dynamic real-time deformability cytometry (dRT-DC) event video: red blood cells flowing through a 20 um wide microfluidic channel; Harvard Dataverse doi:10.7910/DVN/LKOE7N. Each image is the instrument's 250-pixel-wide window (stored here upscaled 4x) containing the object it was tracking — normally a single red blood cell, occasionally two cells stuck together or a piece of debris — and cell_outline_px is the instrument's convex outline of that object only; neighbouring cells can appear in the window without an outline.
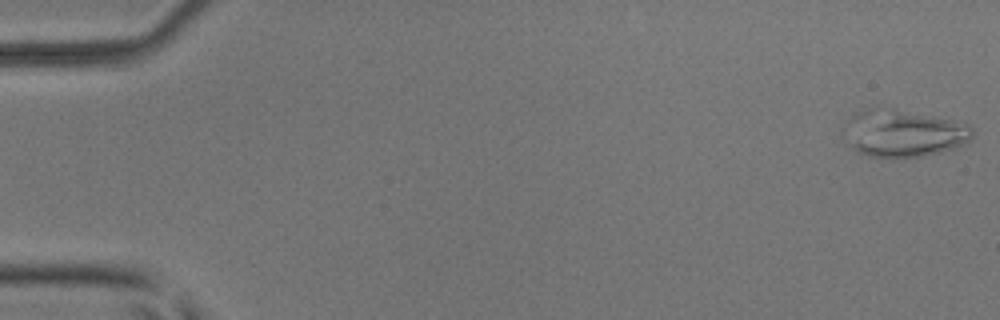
{"species": "common noctule bat (a hibernating species)", "species_latin": "Nyctalus noctula", "temperature_condition": "room temperature", "stored_images_in_passage": 38, "camera_frame_rate_fps": 3000, "um_per_image_px": 0.085, "animal": {"sex": "male", "body_mass_g": 17.9, "forearm_length_mm": 54.2}, "frame": {"image": 1, "passage_image": 1, "time_ms": 0.0, "image_size_px": [1000, 320], "cell_outline_px": [[972, 136], [968, 140], [960, 144], [936, 152], [916, 156], [872, 156], [860, 152], [856, 148], [856, 144], [876, 128], [896, 116], [912, 116], [948, 120], [968, 128], [972, 132]], "centroid_in_image_um": [77.61, 11.65], "position_along_channel_um": 7.4, "area_um2": 24.33}}
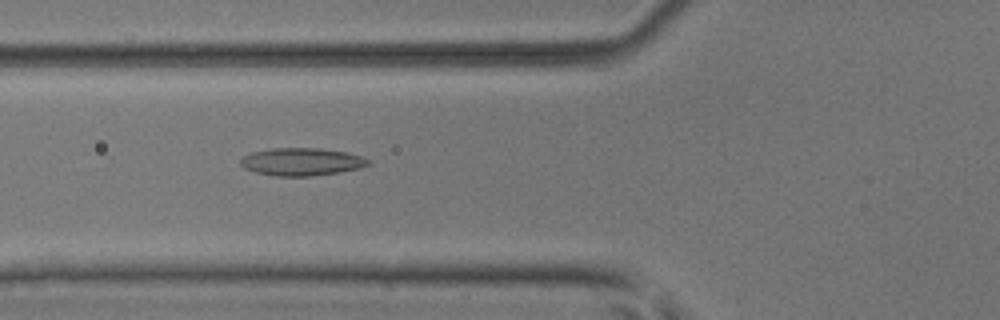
{"frame": {"image": 2, "passage_image": 20, "time_ms": 6.333, "image_size_px": [1000, 320], "cell_outline_px": [[372, 164], [360, 168], [340, 172], [312, 176], [276, 176], [256, 172], [244, 168], [240, 164], [240, 160], [244, 156], [252, 152], [272, 148], [320, 148], [344, 152], [360, 156], [372, 160]], "centroid_in_image_um": [25.67, 13.75], "position_along_channel_um": 100.1, "area_um2": 20.63}}
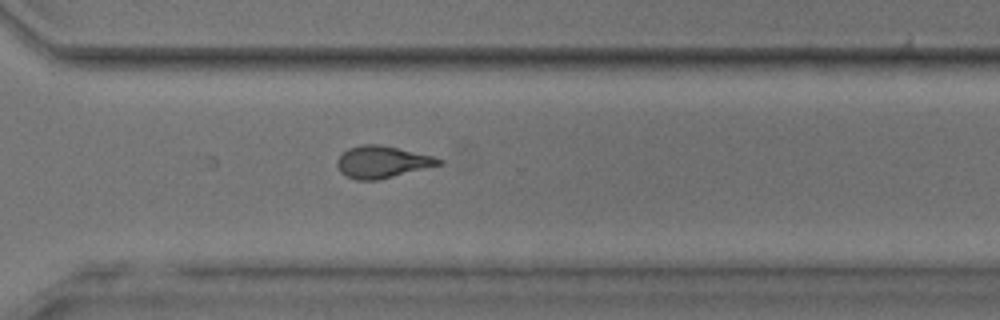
{"frame": {"image": 3, "passage_image": 38, "time_ms": 12.333, "image_size_px": [1000, 320], "cell_outline_px": [[444, 164], [376, 180], [356, 180], [340, 172], [336, 164], [336, 160], [348, 148], [360, 144], [380, 144], [432, 156], [444, 160]], "centroid_in_image_um": [32.48, 13.76], "position_along_channel_um": 338.1, "area_um2": 18.84}}